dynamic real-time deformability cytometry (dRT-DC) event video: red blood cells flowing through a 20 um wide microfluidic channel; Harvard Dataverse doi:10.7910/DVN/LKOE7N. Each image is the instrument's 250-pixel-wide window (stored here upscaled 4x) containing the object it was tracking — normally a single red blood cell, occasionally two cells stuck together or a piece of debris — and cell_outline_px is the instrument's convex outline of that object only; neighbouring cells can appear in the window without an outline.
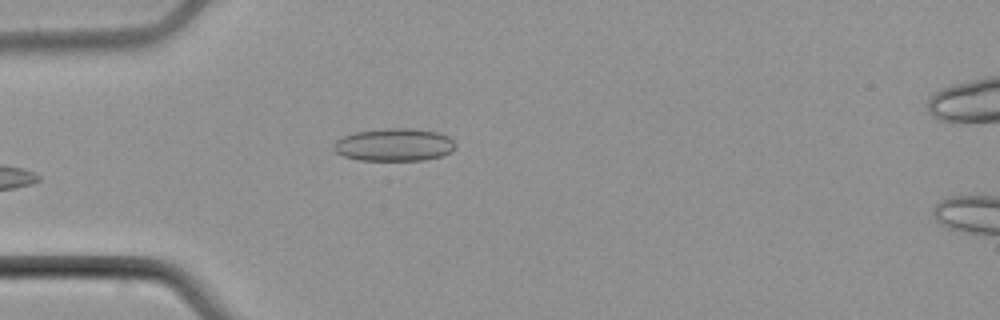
{"species": "common noctule bat (a hibernating species)", "species_latin": "Nyctalus noctula", "temperature_condition": "cold", "stored_images_in_passage": 4, "camera_frame_rate_fps": 3000, "um_per_image_px": 0.085, "animal": {"sex": "male", "body_mass_g": 21.5, "forearm_length_mm": 52.0}, "frame": {"image": 1, "passage_image": 4, "time_ms": 3.667, "image_size_px": [1000, 320], "cell_outline_px": [[456, 148], [452, 152], [444, 156], [424, 160], [360, 160], [344, 156], [336, 152], [332, 148], [332, 144], [336, 140], [344, 136], [356, 132], [384, 128], [408, 128], [436, 132], [448, 136], [456, 144]], "centroid_in_image_um": [33.52, 12.31], "position_along_channel_um": 51.5, "area_um2": 23.35}}